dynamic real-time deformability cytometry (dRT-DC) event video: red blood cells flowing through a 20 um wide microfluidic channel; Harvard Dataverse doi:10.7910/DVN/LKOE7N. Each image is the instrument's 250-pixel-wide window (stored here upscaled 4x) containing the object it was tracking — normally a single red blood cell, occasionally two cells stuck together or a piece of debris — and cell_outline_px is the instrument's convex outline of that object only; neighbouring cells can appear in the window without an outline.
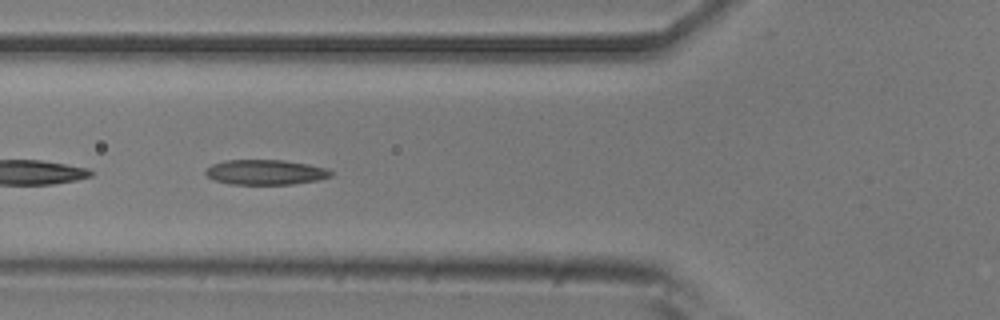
{"species": "common noctule bat (a hibernating species)", "species_latin": "Nyctalus noctula", "temperature_condition": "room temperature", "stored_images_in_passage": 18, "camera_frame_rate_fps": 3000, "um_per_image_px": 0.085, "animal": {"sex": "male", "body_mass_g": 20.5, "forearm_length_mm": 52.5}, "frame": {"image": 1, "passage_image": 8, "time_ms": 2.333, "image_size_px": [1000, 320], "cell_outline_px": [[332, 176], [316, 180], [292, 184], [232, 184], [216, 180], [208, 176], [204, 172], [212, 164], [224, 160], [284, 160], [308, 164], [328, 168], [332, 172]], "centroid_in_image_um": [22.59, 14.63], "position_along_channel_um": 103.2, "area_um2": 18.15}}
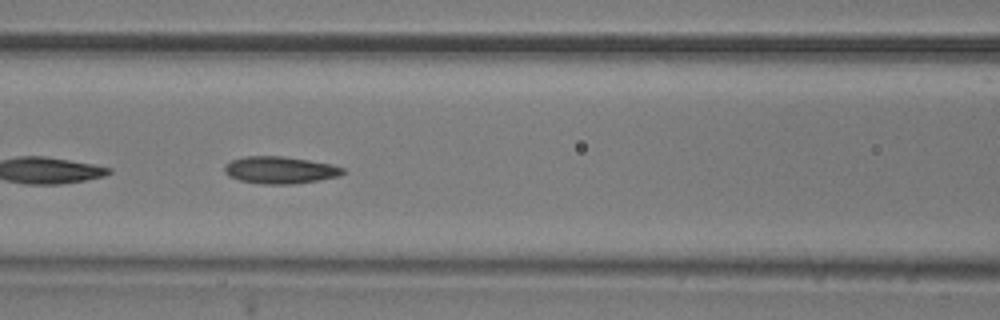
{"frame": {"image": 2, "passage_image": 11, "time_ms": 3.333, "image_size_px": [1000, 320], "cell_outline_px": [[344, 172], [340, 176], [292, 184], [264, 184], [240, 180], [228, 176], [224, 172], [224, 164], [232, 160], [244, 156], [284, 156], [332, 164], [344, 168]], "centroid_in_image_um": [23.77, 14.44], "position_along_channel_um": 142.8, "area_um2": 18.67}}